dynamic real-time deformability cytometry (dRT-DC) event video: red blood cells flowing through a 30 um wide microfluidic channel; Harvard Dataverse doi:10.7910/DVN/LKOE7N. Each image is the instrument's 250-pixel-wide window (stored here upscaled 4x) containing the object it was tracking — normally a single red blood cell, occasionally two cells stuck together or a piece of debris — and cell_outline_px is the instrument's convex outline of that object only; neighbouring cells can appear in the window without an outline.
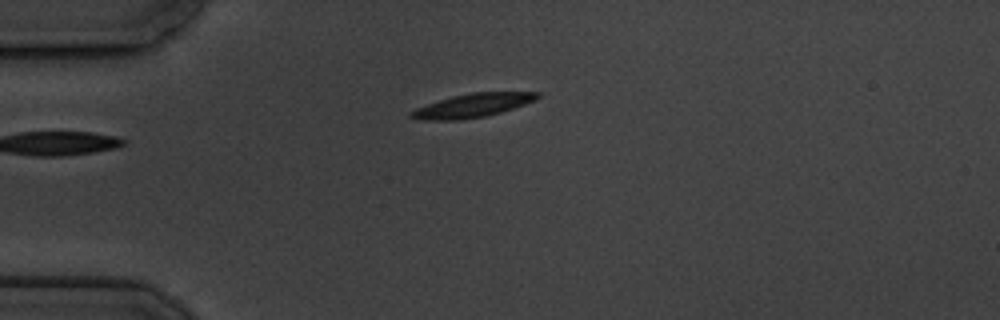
{"species": "common noctule bat (a hibernating species)", "species_latin": "Nyctalus noctula", "temperature_condition": "cold", "stored_images_in_passage": 2, "camera_frame_rate_fps": 3000, "um_per_image_px": 0.085, "animal": {"sex": "male", "body_mass_g": 19.5, "forearm_length_mm": 54.6}, "frame": {"image": 1, "passage_image": 2, "time_ms": 1.333, "image_size_px": [1000, 320], "cell_outline_px": [[540, 96], [536, 100], [500, 112], [484, 116], [460, 120], [424, 120], [408, 116], [408, 112], [416, 108], [452, 96], [472, 92], [540, 92]], "centroid_in_image_um": [40.15, 8.96], "position_along_channel_um": 44.8, "area_um2": 17.22}}